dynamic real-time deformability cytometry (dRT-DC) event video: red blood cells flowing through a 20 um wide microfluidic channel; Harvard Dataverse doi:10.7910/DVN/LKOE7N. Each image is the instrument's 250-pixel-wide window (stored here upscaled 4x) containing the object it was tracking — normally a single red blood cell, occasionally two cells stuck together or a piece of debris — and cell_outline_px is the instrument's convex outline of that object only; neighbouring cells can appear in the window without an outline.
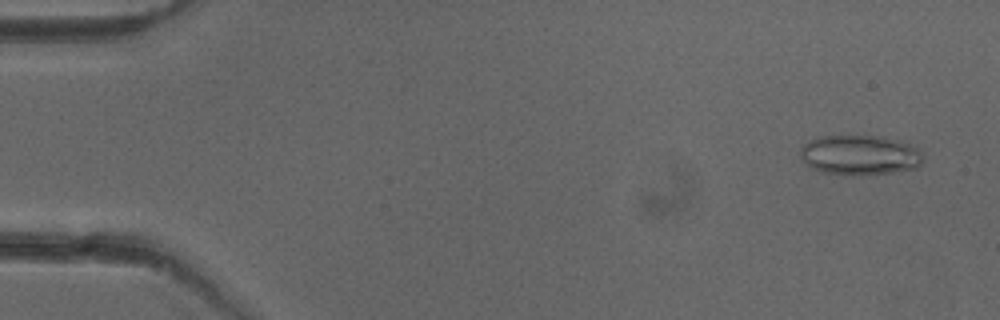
{"species": "common noctule bat (a hibernating species)", "species_latin": "Nyctalus noctula", "temperature_condition": "cold", "stored_images_in_passage": 12, "camera_frame_rate_fps": 3000, "um_per_image_px": 0.085, "animal": {"sex": "female"}, "frame": {"image": 1, "passage_image": 3, "time_ms": 0.667, "image_size_px": [1000, 320], "cell_outline_px": [[924, 160], [916, 168], [892, 172], [860, 176], [852, 176], [820, 172], [812, 168], [800, 156], [800, 148], [808, 140], [816, 136], [872, 136], [900, 140], [920, 148], [924, 152]], "centroid_in_image_um": [73.11, 13.19], "position_along_channel_um": 11.9, "area_um2": 29.07}}